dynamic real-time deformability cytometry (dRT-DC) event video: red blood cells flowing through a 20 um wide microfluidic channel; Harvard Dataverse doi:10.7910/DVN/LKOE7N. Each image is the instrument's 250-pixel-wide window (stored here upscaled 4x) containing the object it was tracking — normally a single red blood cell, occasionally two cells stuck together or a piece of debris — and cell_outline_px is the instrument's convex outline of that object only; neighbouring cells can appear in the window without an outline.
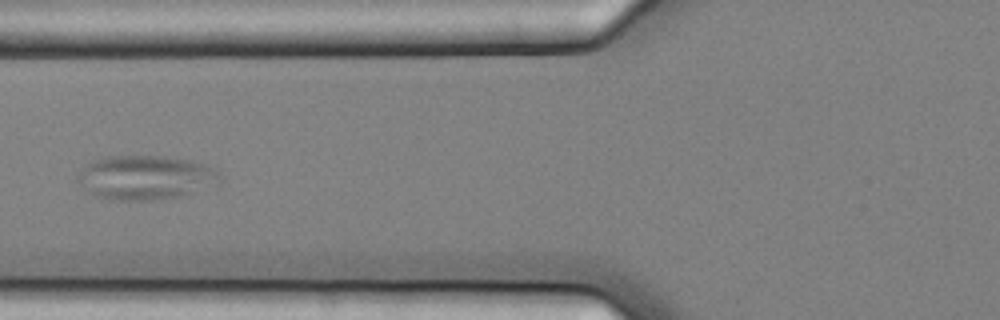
{"species": "common noctule bat (a hibernating species)", "species_latin": "Nyctalus noctula", "temperature_condition": "cold", "stored_images_in_passage": 3, "camera_frame_rate_fps": 3000, "um_per_image_px": 0.085, "animal": {"sex": "female", "body_mass_g": 25.1}, "frame": {"image": 1, "passage_image": 3, "time_ms": 0.667, "image_size_px": [1000, 320], "cell_outline_px": [[220, 184], [180, 196], [156, 200], [116, 200], [96, 196], [76, 180], [76, 176], [84, 164], [92, 160], [104, 156], [164, 156], [188, 160], [208, 164], [216, 168], [220, 172]], "centroid_in_image_um": [12.39, 15.07], "position_along_channel_um": 113.4, "area_um2": 36.99}}